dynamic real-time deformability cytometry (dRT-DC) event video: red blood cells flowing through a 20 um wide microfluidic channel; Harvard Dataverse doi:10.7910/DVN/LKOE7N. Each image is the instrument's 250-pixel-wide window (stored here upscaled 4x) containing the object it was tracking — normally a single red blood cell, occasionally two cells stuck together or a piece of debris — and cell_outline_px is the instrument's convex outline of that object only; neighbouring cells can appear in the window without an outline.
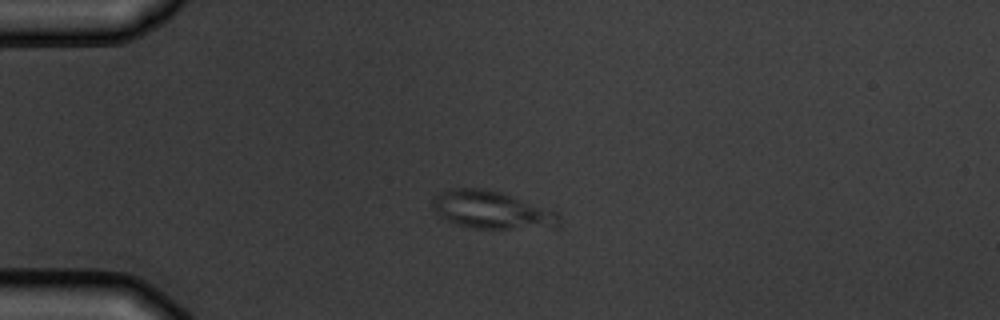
{"species": "common noctule bat (a hibernating species)", "species_latin": "Nyctalus noctula", "temperature_condition": "warm", "stored_images_in_passage": 6, "camera_frame_rate_fps": 3000, "um_per_image_px": 0.085, "animal": {"sex": "male", "body_mass_g": 19.5, "forearm_length_mm": 54.6}, "frame": {"image": 1, "passage_image": 3, "time_ms": 3.0, "image_size_px": [1000, 320], "cell_outline_px": [[560, 224], [556, 228], [472, 228], [456, 224], [444, 220], [436, 212], [432, 204], [432, 196], [440, 192], [452, 188], [484, 188], [500, 192], [560, 212]], "centroid_in_image_um": [41.81, 17.85], "position_along_channel_um": 43.2, "area_um2": 28.09}}
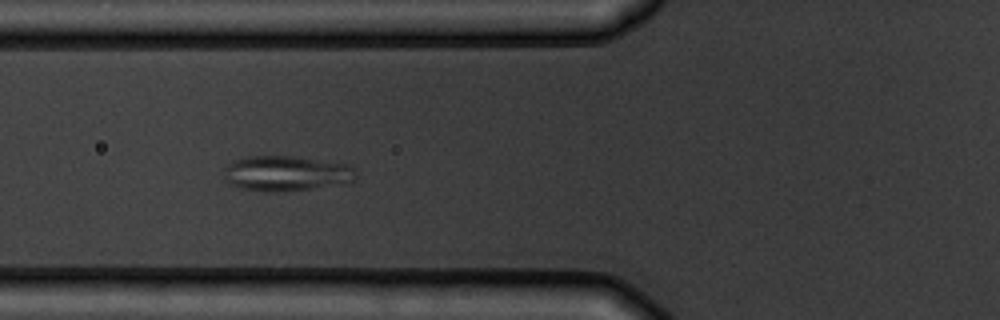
{"frame": {"image": 2, "passage_image": 5, "time_ms": 5.333, "image_size_px": [1000, 320], "cell_outline_px": [[356, 180], [312, 188], [276, 192], [272, 192], [240, 188], [232, 184], [224, 176], [224, 168], [232, 160], [248, 156], [292, 156], [352, 164], [356, 168]], "centroid_in_image_um": [24.35, 14.71], "position_along_channel_um": 101.5, "area_um2": 27.05}}